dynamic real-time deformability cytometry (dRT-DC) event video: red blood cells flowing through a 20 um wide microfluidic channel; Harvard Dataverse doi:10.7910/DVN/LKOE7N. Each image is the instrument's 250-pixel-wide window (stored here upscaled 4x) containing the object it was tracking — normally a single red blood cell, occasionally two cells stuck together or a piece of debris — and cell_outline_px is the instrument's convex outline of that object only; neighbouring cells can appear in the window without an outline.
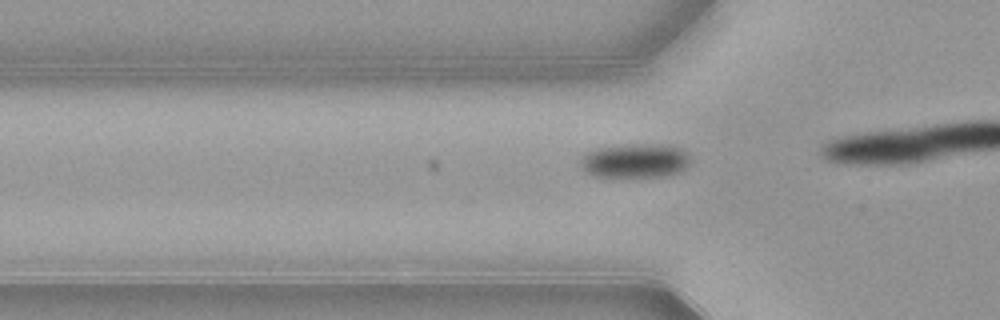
{"species": "common noctule bat (a hibernating species)", "species_latin": "Nyctalus noctula", "temperature_condition": "warm", "stored_images_in_passage": 16, "camera_frame_rate_fps": 3000, "um_per_image_px": 0.085, "animal": {"sex": "female", "body_mass_g": 21.9}, "frame": {"image": 1, "passage_image": 13, "time_ms": 4.0, "image_size_px": [1000, 320], "cell_outline_px": [[692, 160], [680, 172], [668, 176], [596, 176], [588, 172], [580, 164], [580, 156], [584, 152], [596, 148], [628, 144], [668, 144], [684, 148], [692, 156]], "centroid_in_image_um": [54.05, 13.63], "position_along_channel_um": 71.7, "area_um2": 22.31}}